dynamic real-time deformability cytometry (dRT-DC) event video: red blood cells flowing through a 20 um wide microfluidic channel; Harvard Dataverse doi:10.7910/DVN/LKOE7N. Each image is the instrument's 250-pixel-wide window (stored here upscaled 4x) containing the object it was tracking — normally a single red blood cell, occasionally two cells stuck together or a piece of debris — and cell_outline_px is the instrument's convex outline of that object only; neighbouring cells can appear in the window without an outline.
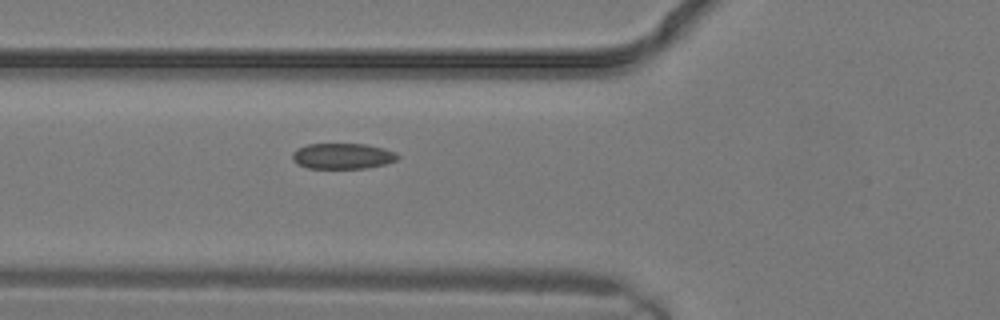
{"species": "common noctule bat (a hibernating species)", "species_latin": "Nyctalus noctula", "temperature_condition": "warm", "stored_images_in_passage": 2, "camera_frame_rate_fps": 3000, "um_per_image_px": 0.085, "animal": {"sex": "male", "body_mass_g": 19.2, "forearm_length_mm": 51.8}, "frame": {"image": 1, "passage_image": 2, "time_ms": 0.333, "image_size_px": [1000, 320], "cell_outline_px": [[400, 156], [396, 160], [384, 164], [368, 168], [308, 168], [292, 160], [292, 152], [296, 148], [308, 144], [364, 144], [384, 148], [396, 152]], "centroid_in_image_um": [29.12, 13.26], "position_along_channel_um": 96.7, "area_um2": 15.78}}